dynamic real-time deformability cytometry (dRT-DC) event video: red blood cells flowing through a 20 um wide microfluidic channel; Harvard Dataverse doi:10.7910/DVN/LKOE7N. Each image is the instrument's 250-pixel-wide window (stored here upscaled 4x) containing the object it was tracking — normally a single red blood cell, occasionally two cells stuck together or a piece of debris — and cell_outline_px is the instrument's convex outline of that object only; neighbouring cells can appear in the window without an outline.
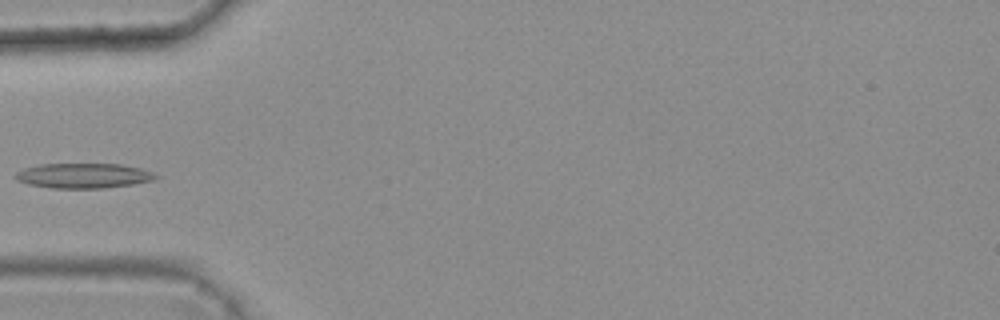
{"species": "common noctule bat (a hibernating species)", "species_latin": "Nyctalus noctula", "temperature_condition": "warm", "stored_images_in_passage": 3, "camera_frame_rate_fps": 3000, "um_per_image_px": 0.085, "animal": {"sex": "female", "body_mass_g": 25.1}, "frame": {"image": 1, "passage_image": 2, "time_ms": 0.333, "image_size_px": [1000, 320], "cell_outline_px": [[160, 176], [152, 180], [132, 184], [100, 188], [52, 188], [28, 184], [16, 180], [12, 176], [16, 172], [24, 168], [40, 164], [120, 164], [140, 168], [152, 172]], "centroid_in_image_um": [7.04, 14.93], "position_along_channel_um": 78.0, "area_um2": 20.35}}
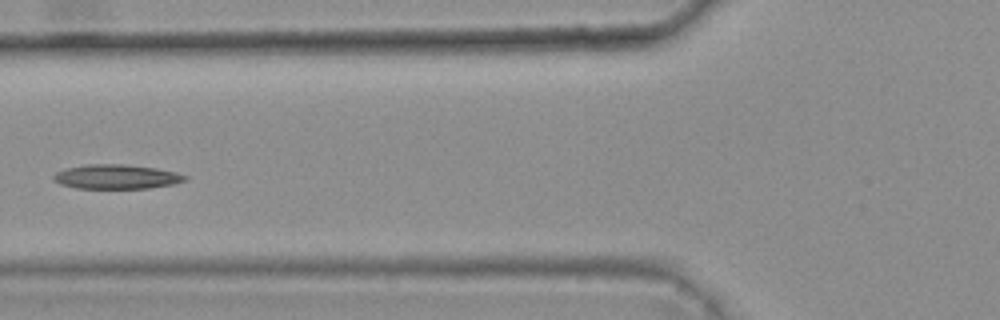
{"frame": {"image": 2, "passage_image": 3, "time_ms": 0.667, "image_size_px": [1000, 320], "cell_outline_px": [[188, 176], [184, 180], [172, 184], [148, 188], [76, 188], [60, 184], [52, 180], [52, 176], [56, 172], [64, 168], [88, 164], [124, 164], [156, 168], [176, 172]], "centroid_in_image_um": [9.84, 15.01], "position_along_channel_um": 116.0, "area_um2": 18.67}}